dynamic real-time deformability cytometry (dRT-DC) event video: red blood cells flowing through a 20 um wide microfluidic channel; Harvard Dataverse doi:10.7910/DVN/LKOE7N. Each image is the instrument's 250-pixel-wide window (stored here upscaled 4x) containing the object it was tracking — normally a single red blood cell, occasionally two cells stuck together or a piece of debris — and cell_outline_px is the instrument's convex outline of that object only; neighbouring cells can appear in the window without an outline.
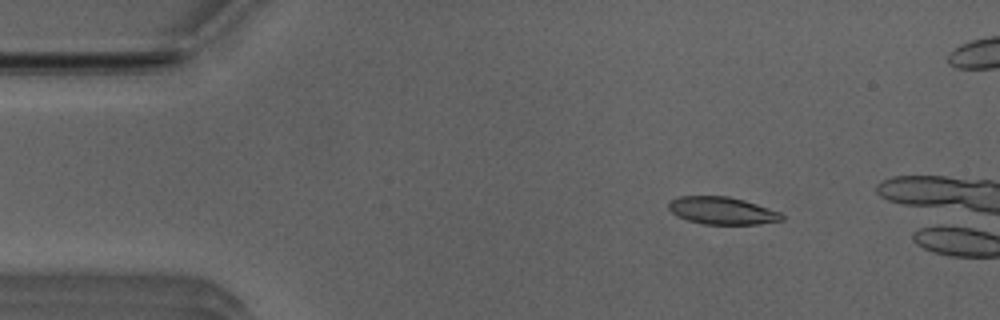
{"species": "Egyptian fruit bat (a non-hibernating species)", "species_latin": "Rousettus aegyptiacus", "temperature_condition": "room temperature", "stored_images_in_passage": 9, "camera_frame_rate_fps": 3000, "um_per_image_px": 0.085, "animal": {"sex": "male"}, "frame": {"image": 1, "passage_image": 1, "time_ms": 0.0, "image_size_px": [1000, 320], "cell_outline_px": [[784, 220], [756, 224], [704, 224], [688, 220], [676, 216], [668, 208], [668, 200], [680, 196], [728, 196], [744, 200], [780, 212], [784, 216]], "centroid_in_image_um": [61.35, 17.9], "position_along_channel_um": 23.7, "area_um2": 18.09}}